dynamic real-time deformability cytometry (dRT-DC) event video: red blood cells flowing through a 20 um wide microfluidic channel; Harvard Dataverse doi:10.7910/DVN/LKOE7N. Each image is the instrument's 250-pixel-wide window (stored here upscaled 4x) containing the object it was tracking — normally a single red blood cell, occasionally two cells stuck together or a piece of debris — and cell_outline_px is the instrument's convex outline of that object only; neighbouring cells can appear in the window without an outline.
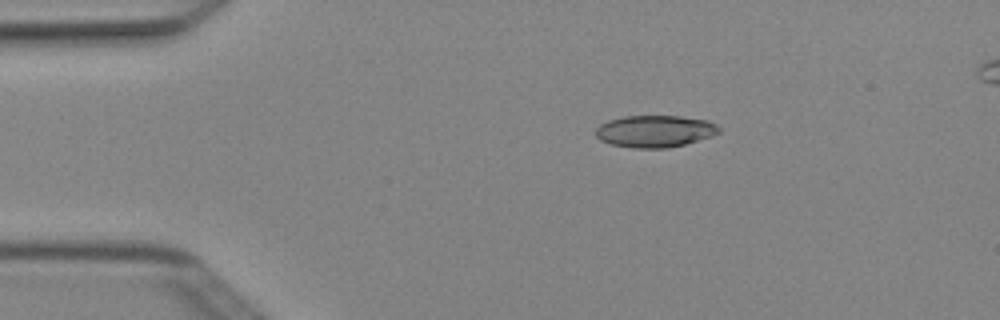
{"species": "Egyptian fruit bat (a non-hibernating species)", "species_latin": "Rousettus aegyptiacus", "temperature_condition": "cold", "stored_images_in_passage": 4, "camera_frame_rate_fps": 3000, "um_per_image_px": 0.085, "animal": {"sex": "female"}, "frame": {"image": 1, "passage_image": 3, "time_ms": 0.667, "image_size_px": [1000, 320], "cell_outline_px": [[720, 132], [712, 136], [684, 144], [664, 148], [632, 148], [612, 144], [600, 140], [596, 136], [596, 128], [600, 124], [608, 120], [624, 116], [680, 116], [708, 120], [716, 124], [720, 128]], "centroid_in_image_um": [55.67, 11.15], "position_along_channel_um": 29.3, "area_um2": 22.95}}